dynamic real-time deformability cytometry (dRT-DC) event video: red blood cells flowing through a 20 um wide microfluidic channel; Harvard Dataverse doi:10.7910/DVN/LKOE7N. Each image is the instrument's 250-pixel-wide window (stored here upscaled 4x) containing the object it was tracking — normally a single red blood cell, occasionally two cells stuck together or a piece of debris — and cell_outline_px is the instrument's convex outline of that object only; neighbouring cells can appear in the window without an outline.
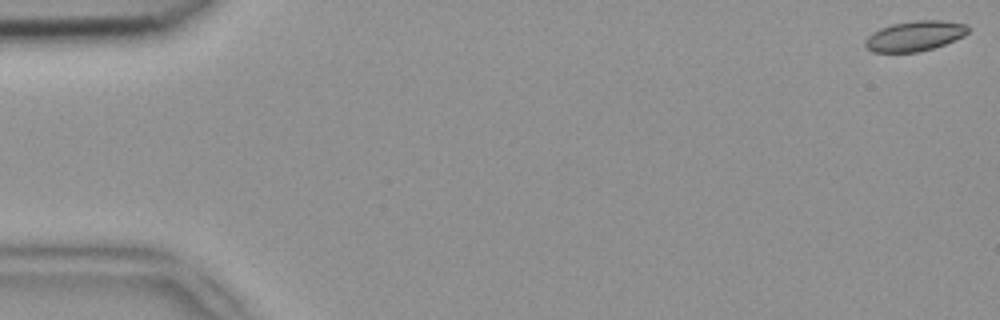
{"species": "common noctule bat (a hibernating species)", "species_latin": "Nyctalus noctula", "temperature_condition": "room temperature", "stored_images_in_passage": 50, "camera_frame_rate_fps": 3000, "um_per_image_px": 0.085, "animal": {"sex": "female", "body_mass_g": 18.4}, "frame": {"image": 1, "passage_image": 1, "time_ms": 0.0, "image_size_px": [1000, 320], "cell_outline_px": [[968, 32], [964, 36], [944, 44], [920, 52], [872, 52], [864, 44], [864, 40], [872, 32], [880, 28], [892, 24], [912, 20], [940, 20], [968, 24]], "centroid_in_image_um": [77.74, 3.05], "position_along_channel_um": 7.3, "area_um2": 18.15}}
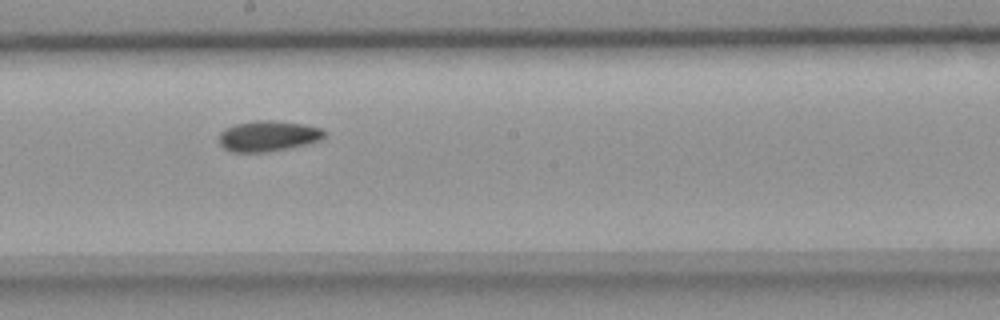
{"frame": {"image": 2, "passage_image": 28, "time_ms": 9.0, "image_size_px": [1000, 320], "cell_outline_px": [[324, 136], [320, 140], [288, 148], [264, 152], [232, 152], [224, 148], [220, 144], [220, 132], [236, 124], [256, 120], [272, 120], [304, 124], [320, 128], [324, 132]], "centroid_in_image_um": [22.77, 11.56], "position_along_channel_um": 225.4, "area_um2": 18.5}}
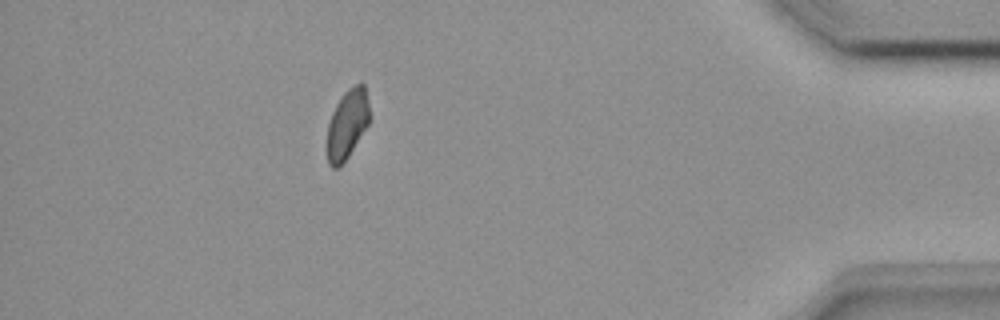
{"frame": {"image": 3, "passage_image": 45, "time_ms": 14.667, "image_size_px": [1000, 320], "cell_outline_px": [[372, 116], [368, 124], [348, 156], [340, 168], [332, 168], [328, 164], [324, 148], [328, 124], [332, 112], [336, 104], [344, 92], [348, 88], [360, 80], [364, 84]], "centroid_in_image_um": [29.49, 10.57], "position_along_channel_um": 405.7, "area_um2": 17.92}}